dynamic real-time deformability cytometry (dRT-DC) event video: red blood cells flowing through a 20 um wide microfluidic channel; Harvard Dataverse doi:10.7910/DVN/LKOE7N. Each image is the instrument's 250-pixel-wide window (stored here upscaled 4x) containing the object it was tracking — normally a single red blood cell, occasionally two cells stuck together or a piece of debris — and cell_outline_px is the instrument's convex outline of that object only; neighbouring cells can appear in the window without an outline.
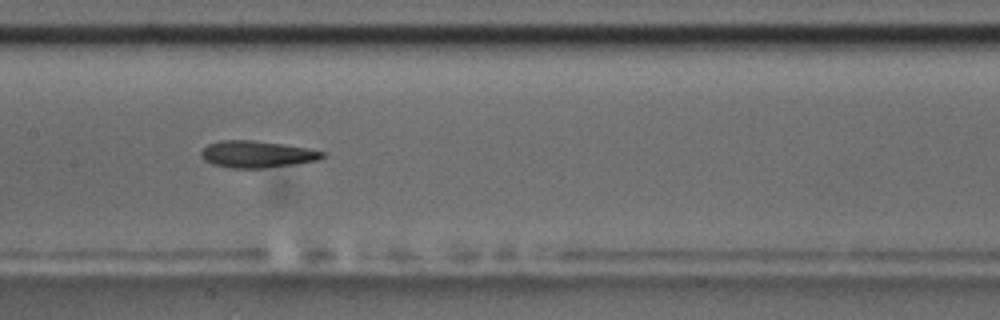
{"species": "common noctule bat (a hibernating species)", "species_latin": "Nyctalus noctula", "temperature_condition": "room temperature", "stored_images_in_passage": 8, "camera_frame_rate_fps": 3000, "um_per_image_px": 0.085, "animal": {"sex": "male", "body_mass_g": 17.5, "forearm_length_mm": 52.3}, "frame": {"image": 1, "passage_image": 8, "time_ms": 8.667, "image_size_px": [1000, 320], "cell_outline_px": [[324, 156], [316, 160], [292, 164], [260, 168], [232, 168], [212, 164], [204, 160], [200, 156], [200, 152], [208, 144], [220, 140], [252, 140], [284, 144], [308, 148], [324, 152]], "centroid_in_image_um": [21.78, 13.1], "position_along_channel_um": 185.6, "area_um2": 18.79}}